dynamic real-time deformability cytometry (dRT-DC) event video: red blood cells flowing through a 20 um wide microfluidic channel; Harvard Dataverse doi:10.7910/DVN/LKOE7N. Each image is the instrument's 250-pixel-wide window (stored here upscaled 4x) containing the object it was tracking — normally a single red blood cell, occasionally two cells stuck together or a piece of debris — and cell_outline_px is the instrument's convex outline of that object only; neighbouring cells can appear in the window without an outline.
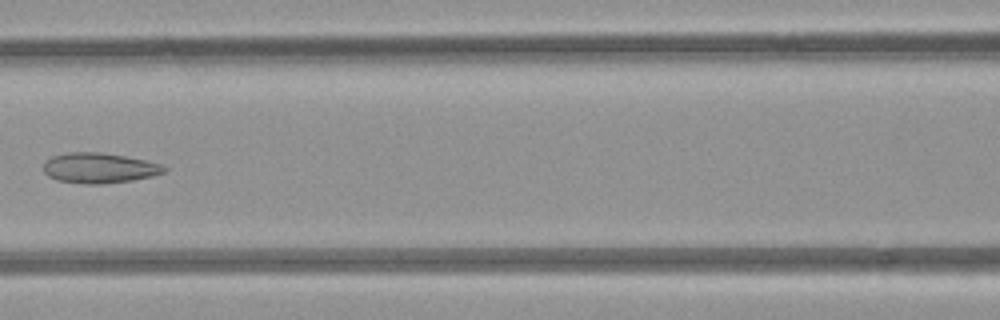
{"species": "common noctule bat (a hibernating species)", "species_latin": "Nyctalus noctula", "temperature_condition": "room temperature", "stored_images_in_passage": 7, "camera_frame_rate_fps": 3000, "um_per_image_px": 0.085, "animal": {"sex": "female", "body_mass_g": 21.9}, "frame": {"image": 1, "passage_image": 5, "time_ms": 5.667, "image_size_px": [1000, 320], "cell_outline_px": [[168, 168], [164, 172], [152, 176], [132, 180], [100, 184], [84, 184], [56, 180], [48, 176], [44, 172], [44, 160], [52, 156], [72, 152], [100, 152], [124, 156], [144, 160], [160, 164]], "centroid_in_image_um": [8.4, 14.28], "position_along_channel_um": 158.2, "area_um2": 21.21}}
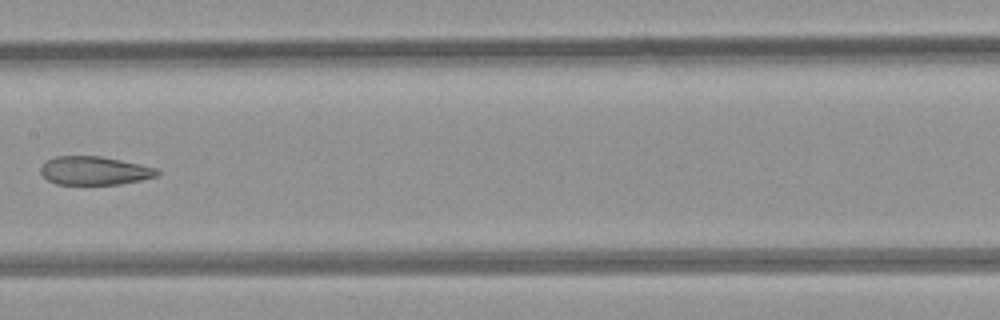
{"frame": {"image": 2, "passage_image": 6, "time_ms": 6.667, "image_size_px": [1000, 320], "cell_outline_px": [[160, 172], [156, 176], [140, 180], [120, 184], [56, 184], [48, 180], [40, 172], [40, 168], [44, 160], [56, 156], [100, 156], [140, 164], [156, 168]], "centroid_in_image_um": [7.99, 14.5], "position_along_channel_um": 199.4, "area_um2": 19.31}}
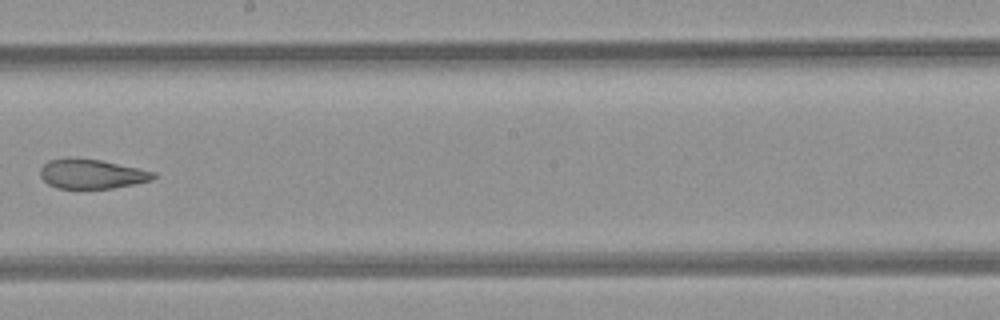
{"frame": {"image": 3, "passage_image": 7, "time_ms": 7.667, "image_size_px": [1000, 320], "cell_outline_px": [[156, 176], [152, 180], [112, 188], [56, 188], [48, 184], [40, 176], [40, 168], [48, 160], [68, 156], [72, 156], [100, 160], [156, 172]], "centroid_in_image_um": [7.74, 14.76], "position_along_channel_um": 240.5, "area_um2": 19.59}}